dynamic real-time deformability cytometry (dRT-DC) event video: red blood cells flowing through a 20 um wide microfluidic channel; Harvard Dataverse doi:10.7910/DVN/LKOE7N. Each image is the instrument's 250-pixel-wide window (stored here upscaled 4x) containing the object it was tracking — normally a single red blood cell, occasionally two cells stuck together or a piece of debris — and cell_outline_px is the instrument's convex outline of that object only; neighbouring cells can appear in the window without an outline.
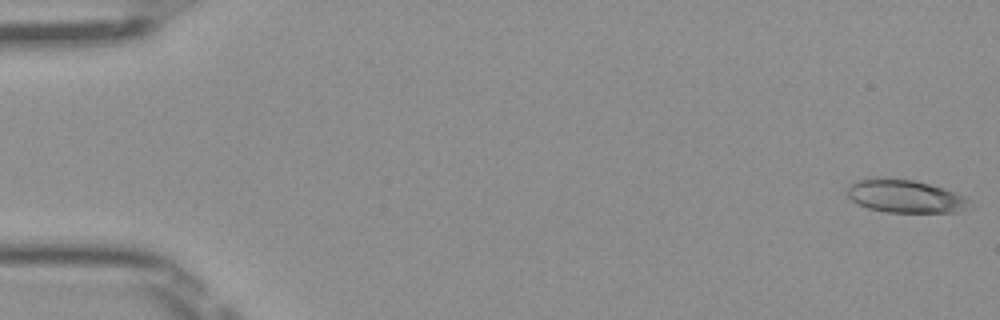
{"species": "Egyptian fruit bat (a non-hibernating species)", "species_latin": "Rousettus aegyptiacus", "temperature_condition": "room temperature", "stored_images_in_passage": 50, "camera_frame_rate_fps": 3000, "um_per_image_px": 0.085, "frame": {"image": 1, "passage_image": 1, "time_ms": 0.0, "image_size_px": [1000, 320], "cell_outline_px": [[972, 208], [960, 212], [884, 212], [868, 208], [856, 204], [848, 196], [848, 184], [864, 176], [880, 176], [912, 180], [944, 188], [964, 196], [972, 200]], "centroid_in_image_um": [76.93, 16.66], "position_along_channel_um": 8.1, "area_um2": 24.28}}
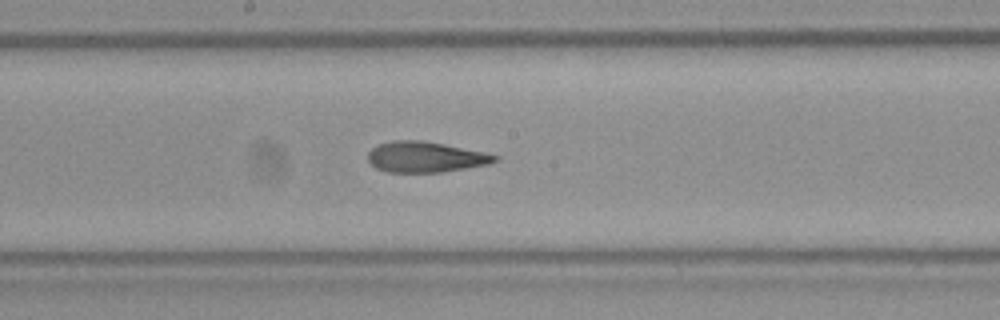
{"frame": {"image": 2, "passage_image": 27, "time_ms": 8.667, "image_size_px": [1000, 320], "cell_outline_px": [[500, 160], [488, 164], [440, 172], [388, 172], [376, 168], [368, 160], [368, 152], [372, 148], [380, 144], [392, 140], [420, 140], [444, 144], [488, 152], [500, 156]], "centroid_in_image_um": [36.2, 13.33], "position_along_channel_um": 212.0, "area_um2": 22.72}}
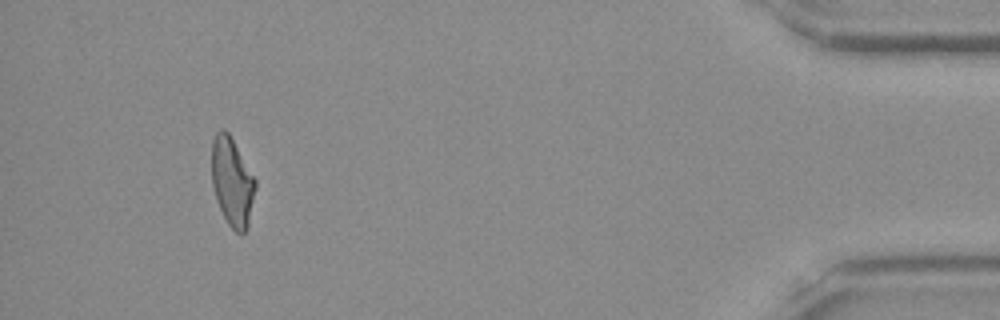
{"frame": {"image": 3, "passage_image": 47, "time_ms": 15.333, "image_size_px": [1000, 320], "cell_outline_px": [[256, 188], [248, 224], [244, 232], [240, 236], [228, 224], [216, 200], [212, 184], [212, 140], [216, 132], [220, 128], [224, 128], [228, 132], [256, 180]], "centroid_in_image_um": [19.72, 15.45], "position_along_channel_um": 415.5, "area_um2": 22.43}, "authors_computed_cell_mechanics": {"area_um2": 23.3223, "velocity_mm_per_s": 4.0501, "shape_relaxation_time_tau1_ms": null, "shape_relaxation_time_tau2_ms": 2.7166, "deformation_change_tau1": null, "deformation_change_tau2": 0.1305}}